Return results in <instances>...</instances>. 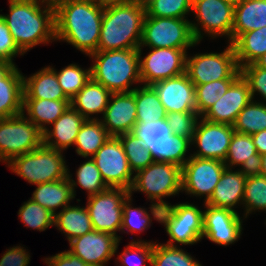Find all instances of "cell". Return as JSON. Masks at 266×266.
Wrapping results in <instances>:
<instances>
[{
	"mask_svg": "<svg viewBox=\"0 0 266 266\" xmlns=\"http://www.w3.org/2000/svg\"><path fill=\"white\" fill-rule=\"evenodd\" d=\"M54 9L56 40H64L87 55L97 52L104 3L101 0L70 1Z\"/></svg>",
	"mask_w": 266,
	"mask_h": 266,
	"instance_id": "6da1fadb",
	"label": "cell"
},
{
	"mask_svg": "<svg viewBox=\"0 0 266 266\" xmlns=\"http://www.w3.org/2000/svg\"><path fill=\"white\" fill-rule=\"evenodd\" d=\"M9 12L1 16L23 53L40 43L56 40L55 9L47 0H9Z\"/></svg>",
	"mask_w": 266,
	"mask_h": 266,
	"instance_id": "7a4b0ae2",
	"label": "cell"
},
{
	"mask_svg": "<svg viewBox=\"0 0 266 266\" xmlns=\"http://www.w3.org/2000/svg\"><path fill=\"white\" fill-rule=\"evenodd\" d=\"M145 16L143 0L104 3L97 51L139 49Z\"/></svg>",
	"mask_w": 266,
	"mask_h": 266,
	"instance_id": "3957f363",
	"label": "cell"
},
{
	"mask_svg": "<svg viewBox=\"0 0 266 266\" xmlns=\"http://www.w3.org/2000/svg\"><path fill=\"white\" fill-rule=\"evenodd\" d=\"M95 61L91 78L111 93H128L134 82L141 83L140 55L138 49L97 51L89 55Z\"/></svg>",
	"mask_w": 266,
	"mask_h": 266,
	"instance_id": "277c9868",
	"label": "cell"
},
{
	"mask_svg": "<svg viewBox=\"0 0 266 266\" xmlns=\"http://www.w3.org/2000/svg\"><path fill=\"white\" fill-rule=\"evenodd\" d=\"M133 176L130 195L132 191L144 192L147 198L154 201L150 212L154 220L160 222L161 209L169 205L162 198L181 191L182 167L174 163L154 161Z\"/></svg>",
	"mask_w": 266,
	"mask_h": 266,
	"instance_id": "5b68a950",
	"label": "cell"
},
{
	"mask_svg": "<svg viewBox=\"0 0 266 266\" xmlns=\"http://www.w3.org/2000/svg\"><path fill=\"white\" fill-rule=\"evenodd\" d=\"M201 28L186 18L145 16L140 47L188 49L203 38Z\"/></svg>",
	"mask_w": 266,
	"mask_h": 266,
	"instance_id": "8992f818",
	"label": "cell"
},
{
	"mask_svg": "<svg viewBox=\"0 0 266 266\" xmlns=\"http://www.w3.org/2000/svg\"><path fill=\"white\" fill-rule=\"evenodd\" d=\"M62 152L42 144L29 153L12 158L8 167L34 185L62 180L68 177Z\"/></svg>",
	"mask_w": 266,
	"mask_h": 266,
	"instance_id": "52a82bcc",
	"label": "cell"
},
{
	"mask_svg": "<svg viewBox=\"0 0 266 266\" xmlns=\"http://www.w3.org/2000/svg\"><path fill=\"white\" fill-rule=\"evenodd\" d=\"M132 133L144 142L155 161L174 163L180 167L190 158L186 156L191 139L172 135L166 118L144 124L137 122Z\"/></svg>",
	"mask_w": 266,
	"mask_h": 266,
	"instance_id": "ba28073f",
	"label": "cell"
},
{
	"mask_svg": "<svg viewBox=\"0 0 266 266\" xmlns=\"http://www.w3.org/2000/svg\"><path fill=\"white\" fill-rule=\"evenodd\" d=\"M24 113L0 118V161L8 163L43 144V132Z\"/></svg>",
	"mask_w": 266,
	"mask_h": 266,
	"instance_id": "9c48e42d",
	"label": "cell"
},
{
	"mask_svg": "<svg viewBox=\"0 0 266 266\" xmlns=\"http://www.w3.org/2000/svg\"><path fill=\"white\" fill-rule=\"evenodd\" d=\"M160 223H163L170 240L166 245L174 243L193 245L203 235V211L193 204L180 203L168 205L161 209ZM175 241V242H174Z\"/></svg>",
	"mask_w": 266,
	"mask_h": 266,
	"instance_id": "30bf717a",
	"label": "cell"
},
{
	"mask_svg": "<svg viewBox=\"0 0 266 266\" xmlns=\"http://www.w3.org/2000/svg\"><path fill=\"white\" fill-rule=\"evenodd\" d=\"M186 73L194 85L223 79H237L241 75L232 43H229L221 53L187 56Z\"/></svg>",
	"mask_w": 266,
	"mask_h": 266,
	"instance_id": "8fae6325",
	"label": "cell"
},
{
	"mask_svg": "<svg viewBox=\"0 0 266 266\" xmlns=\"http://www.w3.org/2000/svg\"><path fill=\"white\" fill-rule=\"evenodd\" d=\"M130 195L124 188H108L103 192L88 196L87 210L93 229L116 236L121 231L123 202Z\"/></svg>",
	"mask_w": 266,
	"mask_h": 266,
	"instance_id": "7c38bea8",
	"label": "cell"
},
{
	"mask_svg": "<svg viewBox=\"0 0 266 266\" xmlns=\"http://www.w3.org/2000/svg\"><path fill=\"white\" fill-rule=\"evenodd\" d=\"M91 158L108 187L130 190L134 176L118 137L111 136Z\"/></svg>",
	"mask_w": 266,
	"mask_h": 266,
	"instance_id": "4fadbf2b",
	"label": "cell"
},
{
	"mask_svg": "<svg viewBox=\"0 0 266 266\" xmlns=\"http://www.w3.org/2000/svg\"><path fill=\"white\" fill-rule=\"evenodd\" d=\"M226 168L216 159L191 156L182 167L181 190L194 196H205V203L212 196L215 186Z\"/></svg>",
	"mask_w": 266,
	"mask_h": 266,
	"instance_id": "5bb4252c",
	"label": "cell"
},
{
	"mask_svg": "<svg viewBox=\"0 0 266 266\" xmlns=\"http://www.w3.org/2000/svg\"><path fill=\"white\" fill-rule=\"evenodd\" d=\"M140 55V77L144 85L176 77L186 72L187 49L150 48L152 49L143 60Z\"/></svg>",
	"mask_w": 266,
	"mask_h": 266,
	"instance_id": "9a60e30c",
	"label": "cell"
},
{
	"mask_svg": "<svg viewBox=\"0 0 266 266\" xmlns=\"http://www.w3.org/2000/svg\"><path fill=\"white\" fill-rule=\"evenodd\" d=\"M234 132L231 125L197 120L191 144H196L199 150L191 156L224 162Z\"/></svg>",
	"mask_w": 266,
	"mask_h": 266,
	"instance_id": "2e32d148",
	"label": "cell"
},
{
	"mask_svg": "<svg viewBox=\"0 0 266 266\" xmlns=\"http://www.w3.org/2000/svg\"><path fill=\"white\" fill-rule=\"evenodd\" d=\"M203 235L210 241L227 246L240 238L242 219L237 211L204 204Z\"/></svg>",
	"mask_w": 266,
	"mask_h": 266,
	"instance_id": "e0dca14e",
	"label": "cell"
},
{
	"mask_svg": "<svg viewBox=\"0 0 266 266\" xmlns=\"http://www.w3.org/2000/svg\"><path fill=\"white\" fill-rule=\"evenodd\" d=\"M234 9L227 0H192V10L204 32L213 38L225 35L231 43Z\"/></svg>",
	"mask_w": 266,
	"mask_h": 266,
	"instance_id": "ac0fdd59",
	"label": "cell"
},
{
	"mask_svg": "<svg viewBox=\"0 0 266 266\" xmlns=\"http://www.w3.org/2000/svg\"><path fill=\"white\" fill-rule=\"evenodd\" d=\"M119 239L109 233L92 230L69 241L72 254L86 264L105 266L118 249Z\"/></svg>",
	"mask_w": 266,
	"mask_h": 266,
	"instance_id": "d6986e66",
	"label": "cell"
},
{
	"mask_svg": "<svg viewBox=\"0 0 266 266\" xmlns=\"http://www.w3.org/2000/svg\"><path fill=\"white\" fill-rule=\"evenodd\" d=\"M158 94L166 113L197 112L195 85L187 73L151 85Z\"/></svg>",
	"mask_w": 266,
	"mask_h": 266,
	"instance_id": "ffe728a7",
	"label": "cell"
},
{
	"mask_svg": "<svg viewBox=\"0 0 266 266\" xmlns=\"http://www.w3.org/2000/svg\"><path fill=\"white\" fill-rule=\"evenodd\" d=\"M252 100L248 82L240 75L227 92L200 117L233 126L239 112Z\"/></svg>",
	"mask_w": 266,
	"mask_h": 266,
	"instance_id": "44dd1931",
	"label": "cell"
},
{
	"mask_svg": "<svg viewBox=\"0 0 266 266\" xmlns=\"http://www.w3.org/2000/svg\"><path fill=\"white\" fill-rule=\"evenodd\" d=\"M103 118L100 121L111 136L132 132L137 123L134 94L112 93Z\"/></svg>",
	"mask_w": 266,
	"mask_h": 266,
	"instance_id": "7402d4cb",
	"label": "cell"
},
{
	"mask_svg": "<svg viewBox=\"0 0 266 266\" xmlns=\"http://www.w3.org/2000/svg\"><path fill=\"white\" fill-rule=\"evenodd\" d=\"M23 75L15 64L0 60V118L23 113Z\"/></svg>",
	"mask_w": 266,
	"mask_h": 266,
	"instance_id": "603a6c76",
	"label": "cell"
},
{
	"mask_svg": "<svg viewBox=\"0 0 266 266\" xmlns=\"http://www.w3.org/2000/svg\"><path fill=\"white\" fill-rule=\"evenodd\" d=\"M248 172L243 170L232 171L225 168L210 199L205 203L214 207L229 208L235 211L234 206L243 203L245 182Z\"/></svg>",
	"mask_w": 266,
	"mask_h": 266,
	"instance_id": "cb8c5ba5",
	"label": "cell"
},
{
	"mask_svg": "<svg viewBox=\"0 0 266 266\" xmlns=\"http://www.w3.org/2000/svg\"><path fill=\"white\" fill-rule=\"evenodd\" d=\"M85 120L79 112L69 106L52 124L53 129L49 131L48 128L43 132V144L56 150L67 149L74 145L79 129Z\"/></svg>",
	"mask_w": 266,
	"mask_h": 266,
	"instance_id": "d4e9b609",
	"label": "cell"
},
{
	"mask_svg": "<svg viewBox=\"0 0 266 266\" xmlns=\"http://www.w3.org/2000/svg\"><path fill=\"white\" fill-rule=\"evenodd\" d=\"M23 99L70 100L59 85L52 67H45L29 78L23 76Z\"/></svg>",
	"mask_w": 266,
	"mask_h": 266,
	"instance_id": "484cf974",
	"label": "cell"
},
{
	"mask_svg": "<svg viewBox=\"0 0 266 266\" xmlns=\"http://www.w3.org/2000/svg\"><path fill=\"white\" fill-rule=\"evenodd\" d=\"M111 92L102 84L92 78L86 85L70 99V106L79 112L86 120H97L90 118L92 114L102 113L108 105Z\"/></svg>",
	"mask_w": 266,
	"mask_h": 266,
	"instance_id": "4316f807",
	"label": "cell"
},
{
	"mask_svg": "<svg viewBox=\"0 0 266 266\" xmlns=\"http://www.w3.org/2000/svg\"><path fill=\"white\" fill-rule=\"evenodd\" d=\"M261 155L257 153L252 136L234 132L228 148L224 164L227 168L241 165L240 170L248 173L256 172L260 166Z\"/></svg>",
	"mask_w": 266,
	"mask_h": 266,
	"instance_id": "83f0119b",
	"label": "cell"
},
{
	"mask_svg": "<svg viewBox=\"0 0 266 266\" xmlns=\"http://www.w3.org/2000/svg\"><path fill=\"white\" fill-rule=\"evenodd\" d=\"M266 26V0H247L235 6L231 34L233 43L242 33Z\"/></svg>",
	"mask_w": 266,
	"mask_h": 266,
	"instance_id": "f1b7e54d",
	"label": "cell"
},
{
	"mask_svg": "<svg viewBox=\"0 0 266 266\" xmlns=\"http://www.w3.org/2000/svg\"><path fill=\"white\" fill-rule=\"evenodd\" d=\"M73 198L75 197L67 177L62 180L38 184L31 199L55 215L57 213L55 210L58 207L70 206V200Z\"/></svg>",
	"mask_w": 266,
	"mask_h": 266,
	"instance_id": "f546056e",
	"label": "cell"
},
{
	"mask_svg": "<svg viewBox=\"0 0 266 266\" xmlns=\"http://www.w3.org/2000/svg\"><path fill=\"white\" fill-rule=\"evenodd\" d=\"M70 106V100L23 99V112L42 132L53 124Z\"/></svg>",
	"mask_w": 266,
	"mask_h": 266,
	"instance_id": "4dcf8cb0",
	"label": "cell"
},
{
	"mask_svg": "<svg viewBox=\"0 0 266 266\" xmlns=\"http://www.w3.org/2000/svg\"><path fill=\"white\" fill-rule=\"evenodd\" d=\"M54 225L59 231H63L68 241L93 230L87 208L80 206L64 207L55 214Z\"/></svg>",
	"mask_w": 266,
	"mask_h": 266,
	"instance_id": "1f68e13d",
	"label": "cell"
},
{
	"mask_svg": "<svg viewBox=\"0 0 266 266\" xmlns=\"http://www.w3.org/2000/svg\"><path fill=\"white\" fill-rule=\"evenodd\" d=\"M232 45L239 68L254 63L266 53V26L242 33Z\"/></svg>",
	"mask_w": 266,
	"mask_h": 266,
	"instance_id": "d6a6232c",
	"label": "cell"
},
{
	"mask_svg": "<svg viewBox=\"0 0 266 266\" xmlns=\"http://www.w3.org/2000/svg\"><path fill=\"white\" fill-rule=\"evenodd\" d=\"M111 137L100 119L85 120L77 134L74 145L76 153L84 158L93 157L98 149Z\"/></svg>",
	"mask_w": 266,
	"mask_h": 266,
	"instance_id": "836d02e7",
	"label": "cell"
},
{
	"mask_svg": "<svg viewBox=\"0 0 266 266\" xmlns=\"http://www.w3.org/2000/svg\"><path fill=\"white\" fill-rule=\"evenodd\" d=\"M132 93L135 96L137 122L148 124L166 118L164 106L151 85L135 87Z\"/></svg>",
	"mask_w": 266,
	"mask_h": 266,
	"instance_id": "e575fe53",
	"label": "cell"
},
{
	"mask_svg": "<svg viewBox=\"0 0 266 266\" xmlns=\"http://www.w3.org/2000/svg\"><path fill=\"white\" fill-rule=\"evenodd\" d=\"M235 132L253 135L266 130V104L252 99L238 114L233 125Z\"/></svg>",
	"mask_w": 266,
	"mask_h": 266,
	"instance_id": "d590c367",
	"label": "cell"
},
{
	"mask_svg": "<svg viewBox=\"0 0 266 266\" xmlns=\"http://www.w3.org/2000/svg\"><path fill=\"white\" fill-rule=\"evenodd\" d=\"M117 137L122 143L129 167L133 173L145 169L155 161L150 150L134 133H125Z\"/></svg>",
	"mask_w": 266,
	"mask_h": 266,
	"instance_id": "8d00e7d4",
	"label": "cell"
},
{
	"mask_svg": "<svg viewBox=\"0 0 266 266\" xmlns=\"http://www.w3.org/2000/svg\"><path fill=\"white\" fill-rule=\"evenodd\" d=\"M68 178L71 183L74 197L76 195L74 188L76 187V185H80L81 188L87 190L88 196L98 194L109 188L104 182L101 173L97 168L95 161L92 158L84 162L76 170L77 181L71 179L69 170H68Z\"/></svg>",
	"mask_w": 266,
	"mask_h": 266,
	"instance_id": "74e56055",
	"label": "cell"
},
{
	"mask_svg": "<svg viewBox=\"0 0 266 266\" xmlns=\"http://www.w3.org/2000/svg\"><path fill=\"white\" fill-rule=\"evenodd\" d=\"M242 204H244L246 209L245 218L253 210L266 211V176L257 172L248 173Z\"/></svg>",
	"mask_w": 266,
	"mask_h": 266,
	"instance_id": "f35d334b",
	"label": "cell"
},
{
	"mask_svg": "<svg viewBox=\"0 0 266 266\" xmlns=\"http://www.w3.org/2000/svg\"><path fill=\"white\" fill-rule=\"evenodd\" d=\"M192 258L180 247L153 243L152 266H201Z\"/></svg>",
	"mask_w": 266,
	"mask_h": 266,
	"instance_id": "ab89813d",
	"label": "cell"
},
{
	"mask_svg": "<svg viewBox=\"0 0 266 266\" xmlns=\"http://www.w3.org/2000/svg\"><path fill=\"white\" fill-rule=\"evenodd\" d=\"M236 79H223L195 85L196 110L201 117L210 106L217 102Z\"/></svg>",
	"mask_w": 266,
	"mask_h": 266,
	"instance_id": "60d3db41",
	"label": "cell"
},
{
	"mask_svg": "<svg viewBox=\"0 0 266 266\" xmlns=\"http://www.w3.org/2000/svg\"><path fill=\"white\" fill-rule=\"evenodd\" d=\"M146 15L163 18H185L192 10V0H143Z\"/></svg>",
	"mask_w": 266,
	"mask_h": 266,
	"instance_id": "b9f144b4",
	"label": "cell"
},
{
	"mask_svg": "<svg viewBox=\"0 0 266 266\" xmlns=\"http://www.w3.org/2000/svg\"><path fill=\"white\" fill-rule=\"evenodd\" d=\"M65 95L72 99L91 79V68L82 69L79 65L70 64L57 72L52 68Z\"/></svg>",
	"mask_w": 266,
	"mask_h": 266,
	"instance_id": "7bdbcfd3",
	"label": "cell"
},
{
	"mask_svg": "<svg viewBox=\"0 0 266 266\" xmlns=\"http://www.w3.org/2000/svg\"><path fill=\"white\" fill-rule=\"evenodd\" d=\"M18 216L25 226L40 232L54 225L55 215L31 198L20 207Z\"/></svg>",
	"mask_w": 266,
	"mask_h": 266,
	"instance_id": "ee69618b",
	"label": "cell"
},
{
	"mask_svg": "<svg viewBox=\"0 0 266 266\" xmlns=\"http://www.w3.org/2000/svg\"><path fill=\"white\" fill-rule=\"evenodd\" d=\"M131 196L129 195L123 202V217H122V227L121 231L128 229L130 233L142 232L143 230L149 228L152 222V217L148 214L147 210L138 207L133 208L131 203ZM133 208V209H132Z\"/></svg>",
	"mask_w": 266,
	"mask_h": 266,
	"instance_id": "f6af8a7d",
	"label": "cell"
},
{
	"mask_svg": "<svg viewBox=\"0 0 266 266\" xmlns=\"http://www.w3.org/2000/svg\"><path fill=\"white\" fill-rule=\"evenodd\" d=\"M153 254V242L133 241L119 255L122 266H146L148 261L151 265Z\"/></svg>",
	"mask_w": 266,
	"mask_h": 266,
	"instance_id": "bcb514c9",
	"label": "cell"
},
{
	"mask_svg": "<svg viewBox=\"0 0 266 266\" xmlns=\"http://www.w3.org/2000/svg\"><path fill=\"white\" fill-rule=\"evenodd\" d=\"M199 118L200 116L197 112H171L166 115L172 135L182 136L191 140Z\"/></svg>",
	"mask_w": 266,
	"mask_h": 266,
	"instance_id": "7dc6e473",
	"label": "cell"
},
{
	"mask_svg": "<svg viewBox=\"0 0 266 266\" xmlns=\"http://www.w3.org/2000/svg\"><path fill=\"white\" fill-rule=\"evenodd\" d=\"M241 75L249 84L252 99L259 93L266 101V70L257 67L254 63L240 68Z\"/></svg>",
	"mask_w": 266,
	"mask_h": 266,
	"instance_id": "c3c4849f",
	"label": "cell"
},
{
	"mask_svg": "<svg viewBox=\"0 0 266 266\" xmlns=\"http://www.w3.org/2000/svg\"><path fill=\"white\" fill-rule=\"evenodd\" d=\"M18 53L20 55L24 54L14 42L10 30L0 14V60L14 64L13 58Z\"/></svg>",
	"mask_w": 266,
	"mask_h": 266,
	"instance_id": "681fc988",
	"label": "cell"
},
{
	"mask_svg": "<svg viewBox=\"0 0 266 266\" xmlns=\"http://www.w3.org/2000/svg\"><path fill=\"white\" fill-rule=\"evenodd\" d=\"M29 253L21 246L8 249L0 259V266H28Z\"/></svg>",
	"mask_w": 266,
	"mask_h": 266,
	"instance_id": "f907efd6",
	"label": "cell"
},
{
	"mask_svg": "<svg viewBox=\"0 0 266 266\" xmlns=\"http://www.w3.org/2000/svg\"><path fill=\"white\" fill-rule=\"evenodd\" d=\"M45 263H47L48 266H92L86 264L78 256L69 251L61 252L52 257L45 258Z\"/></svg>",
	"mask_w": 266,
	"mask_h": 266,
	"instance_id": "816d5d0a",
	"label": "cell"
},
{
	"mask_svg": "<svg viewBox=\"0 0 266 266\" xmlns=\"http://www.w3.org/2000/svg\"><path fill=\"white\" fill-rule=\"evenodd\" d=\"M253 143L259 155L266 154V130L259 131L252 135Z\"/></svg>",
	"mask_w": 266,
	"mask_h": 266,
	"instance_id": "f5cc1de1",
	"label": "cell"
},
{
	"mask_svg": "<svg viewBox=\"0 0 266 266\" xmlns=\"http://www.w3.org/2000/svg\"><path fill=\"white\" fill-rule=\"evenodd\" d=\"M256 172L266 176V154L261 155L260 166L257 168Z\"/></svg>",
	"mask_w": 266,
	"mask_h": 266,
	"instance_id": "db71d44e",
	"label": "cell"
},
{
	"mask_svg": "<svg viewBox=\"0 0 266 266\" xmlns=\"http://www.w3.org/2000/svg\"><path fill=\"white\" fill-rule=\"evenodd\" d=\"M254 64L261 68L266 70V53H264L261 57H259Z\"/></svg>",
	"mask_w": 266,
	"mask_h": 266,
	"instance_id": "11a10c76",
	"label": "cell"
},
{
	"mask_svg": "<svg viewBox=\"0 0 266 266\" xmlns=\"http://www.w3.org/2000/svg\"><path fill=\"white\" fill-rule=\"evenodd\" d=\"M53 7L58 6L59 4H62L64 2H70V1H85V0H47Z\"/></svg>",
	"mask_w": 266,
	"mask_h": 266,
	"instance_id": "9f6ffc18",
	"label": "cell"
},
{
	"mask_svg": "<svg viewBox=\"0 0 266 266\" xmlns=\"http://www.w3.org/2000/svg\"><path fill=\"white\" fill-rule=\"evenodd\" d=\"M234 7L240 4H243L247 0H227Z\"/></svg>",
	"mask_w": 266,
	"mask_h": 266,
	"instance_id": "6f0895ef",
	"label": "cell"
},
{
	"mask_svg": "<svg viewBox=\"0 0 266 266\" xmlns=\"http://www.w3.org/2000/svg\"><path fill=\"white\" fill-rule=\"evenodd\" d=\"M103 3H109V2H125V1H137V0H101Z\"/></svg>",
	"mask_w": 266,
	"mask_h": 266,
	"instance_id": "680465c9",
	"label": "cell"
}]
</instances>
